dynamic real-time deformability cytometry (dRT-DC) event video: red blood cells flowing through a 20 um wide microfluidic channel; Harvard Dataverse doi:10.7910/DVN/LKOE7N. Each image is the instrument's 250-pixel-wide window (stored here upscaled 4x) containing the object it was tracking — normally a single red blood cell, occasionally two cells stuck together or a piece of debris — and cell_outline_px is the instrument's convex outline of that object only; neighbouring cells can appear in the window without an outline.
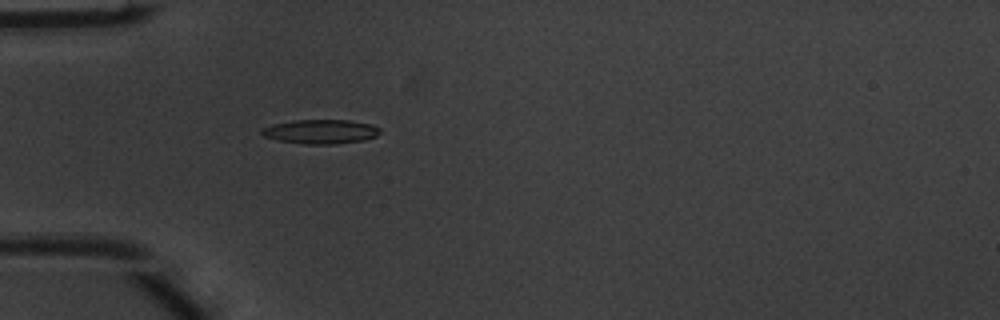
{"species": "common noctule bat (a hibernating species)", "species_latin": "Nyctalus noctula", "temperature_condition": "warm", "stored_images_in_passage": 50, "camera_frame_rate_fps": 3000, "um_per_image_px": 0.085, "animal": {"sex": "male", "body_mass_g": 20.1, "forearm_length_mm": 53.5}, "frame": {"image": 1, "passage_image": 15, "time_ms": 4.667, "image_size_px": [1000, 320], "cell_outline_px": [[380, 132], [376, 136], [364, 140], [336, 144], [308, 144], [280, 140], [264, 136], [260, 132], [260, 128], [272, 124], [296, 120], [348, 120], [372, 124], [380, 128]], "centroid_in_image_um": [27.27, 11.18], "position_along_channel_um": 57.7, "area_um2": 16.65}}
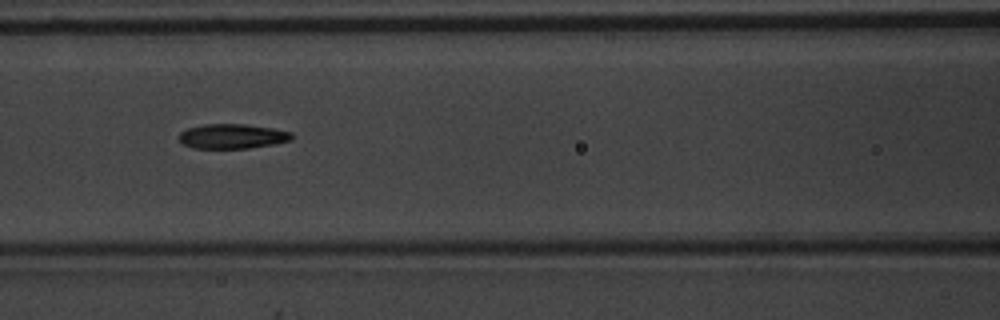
{"frame": {"image": 2, "passage_image": 22, "time_ms": 7.0, "image_size_px": [1000, 320], "cell_outline_px": [[292, 140], [276, 144], [248, 148], [192, 148], [184, 144], [180, 140], [180, 132], [188, 128], [204, 124], [244, 124], [272, 128], [292, 132]], "centroid_in_image_um": [19.77, 11.58], "position_along_channel_um": 146.8, "area_um2": 16.18}}
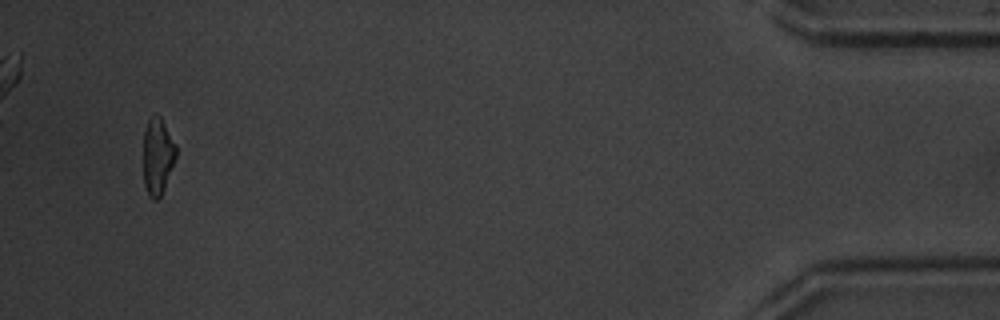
{"frame": {"image": 3, "passage_image": 48, "time_ms": 15.667, "image_size_px": [1000, 320], "cell_outline_px": [[176, 156], [164, 188], [160, 196], [156, 200], [152, 200], [148, 196], [144, 184], [144, 128], [148, 120], [156, 112], [160, 116], [176, 144]], "centroid_in_image_um": [13.39, 13.26], "position_along_channel_um": 421.8, "area_um2": 14.57}, "authors_computed_cell_mechanics": {"area_um2": 15.895, "velocity_mm_per_s": 4.0377, "shape_relaxation_time_tau1_ms": 3.5704, "shape_relaxation_time_tau2_ms": 3.8605, "deformation_change_tau1": 0.183, "deformation_change_tau2": 0.134}}